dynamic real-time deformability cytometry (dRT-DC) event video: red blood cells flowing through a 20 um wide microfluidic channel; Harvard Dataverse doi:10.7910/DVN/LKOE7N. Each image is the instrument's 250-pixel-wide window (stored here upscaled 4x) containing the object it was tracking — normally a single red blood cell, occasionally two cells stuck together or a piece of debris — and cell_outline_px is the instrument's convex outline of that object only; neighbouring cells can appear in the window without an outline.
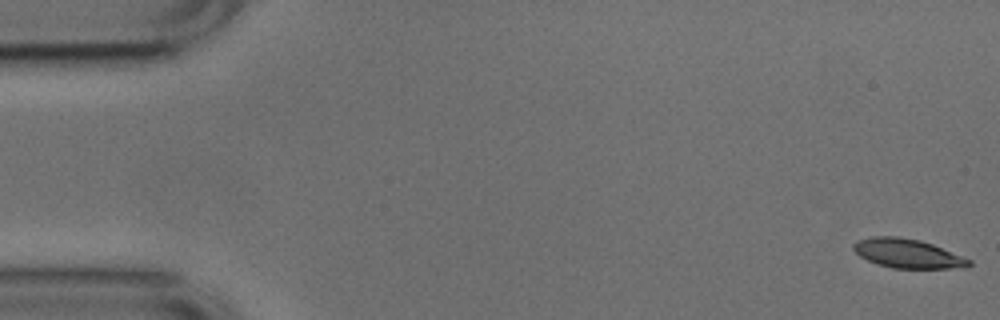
{"species": "common noctule bat (a hibernating species)", "species_latin": "Nyctalus noctula", "temperature_condition": "cold", "stored_images_in_passage": 53, "camera_frame_rate_fps": 3000, "um_per_image_px": 0.085, "animal": {"sex": "male", "body_mass_g": 17.9, "forearm_length_mm": 54.2}, "frame": {"image": 1, "passage_image": 1, "time_ms": 0.0, "image_size_px": [1000, 320], "cell_outline_px": [[972, 264], [968, 268], [892, 268], [868, 260], [860, 256], [852, 248], [852, 244], [856, 240], [872, 236], [900, 236], [920, 240], [932, 244], [972, 260]], "centroid_in_image_um": [77.15, 21.54], "position_along_channel_um": 7.8, "area_um2": 19.65}}
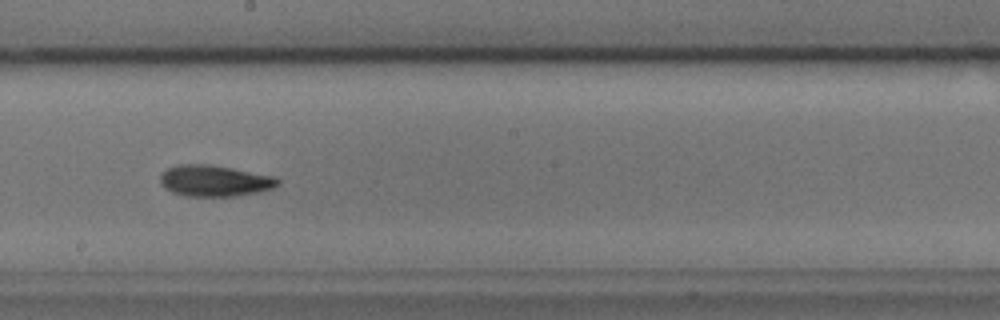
{"frame": {"image": 2, "passage_image": 29, "time_ms": 9.333, "image_size_px": [1000, 320], "cell_outline_px": [[280, 184], [272, 188], [260, 192], [236, 196], [188, 196], [172, 192], [164, 188], [160, 180], [160, 176], [168, 168], [180, 164], [208, 164], [232, 168], [272, 176], [280, 180]], "centroid_in_image_um": [18.25, 15.37], "position_along_channel_um": 230.0, "area_um2": 21.27}}
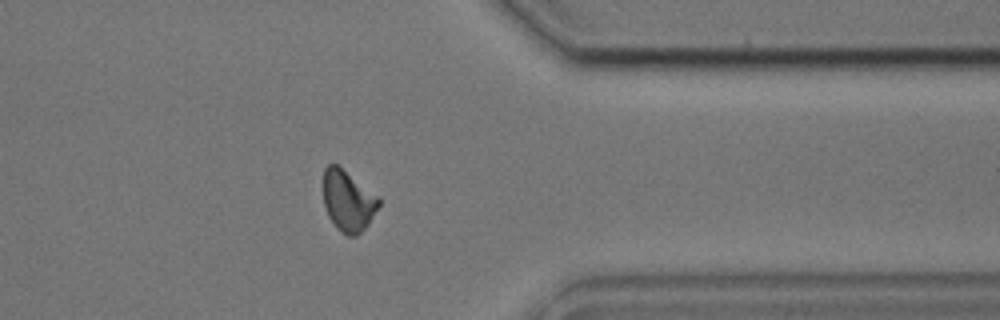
{"frame": {"image": 3, "passage_image": 42, "time_ms": 13.667, "image_size_px": [1000, 320], "cell_outline_px": [[380, 204], [368, 224], [356, 236], [348, 236], [336, 228], [328, 216], [324, 204], [324, 168], [328, 164], [336, 164], [380, 196]], "centroid_in_image_um": [29.59, 17.07], "position_along_channel_um": 381.8, "area_um2": 19.65}, "authors_computed_cell_mechanics": {"area_um2": 20.3456, "velocity_mm_per_s": 3.7687, "shape_relaxation_time_tau1_ms": 3.3373, "shape_relaxation_time_tau2_ms": 4.0047, "deformation_change_tau1": 0.1125, "deformation_change_tau2": 0.108}}